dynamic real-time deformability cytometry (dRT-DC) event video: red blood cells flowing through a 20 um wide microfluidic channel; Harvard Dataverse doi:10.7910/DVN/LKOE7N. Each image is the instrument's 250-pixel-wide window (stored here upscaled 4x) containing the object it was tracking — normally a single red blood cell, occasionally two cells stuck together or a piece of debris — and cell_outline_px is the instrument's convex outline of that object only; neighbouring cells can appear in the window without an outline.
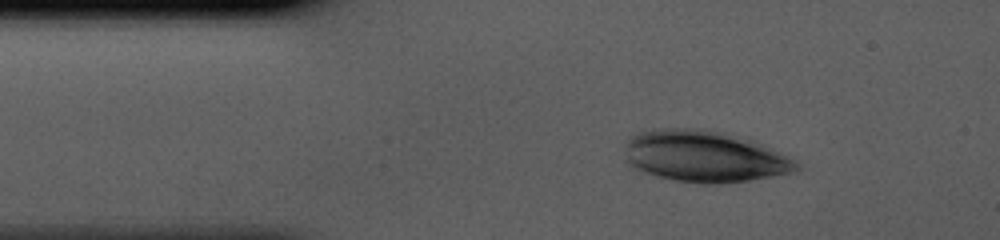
{"species": "human", "species_latin": "Homo sapiens", "temperature_condition": "cold", "stored_images_in_passage": 35, "camera_frame_rate_fps": 3000, "um_per_image_px": 0.085, "donor": {"sex": "male"}, "frame": {"image": 1, "passage_image": 1, "time_ms": 0.0, "image_size_px": [1000, 240], "cell_outline_px": [[800, 168], [792, 172], [772, 176], [748, 180], [720, 184], [704, 184], [676, 180], [656, 176], [632, 168], [624, 160], [624, 144], [628, 136], [640, 132], [656, 128], [708, 128], [756, 140], [796, 160]], "centroid_in_image_um": [59.83, 13.27], "position_along_channel_um": 25.2, "area_um2": 52.42}}
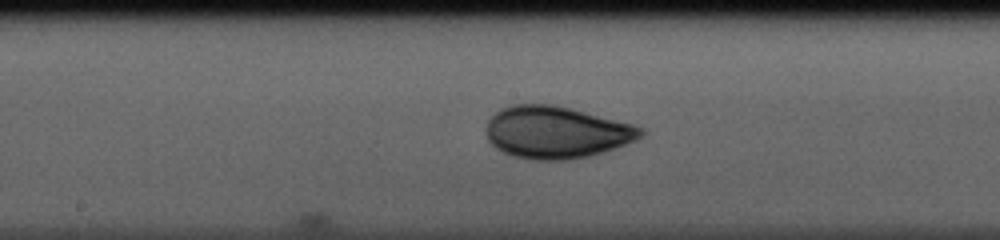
{"frame": {"image": 2, "passage_image": 16, "time_ms": 5.0, "image_size_px": [1000, 240], "cell_outline_px": [[648, 132], [644, 136], [636, 140], [616, 148], [604, 152], [588, 156], [568, 160], [532, 160], [512, 156], [496, 148], [488, 140], [488, 120], [500, 108], [512, 104], [552, 104], [572, 108], [632, 124], [644, 128]], "centroid_in_image_um": [47.33, 11.24], "position_along_channel_um": 200.9, "area_um2": 47.22}}
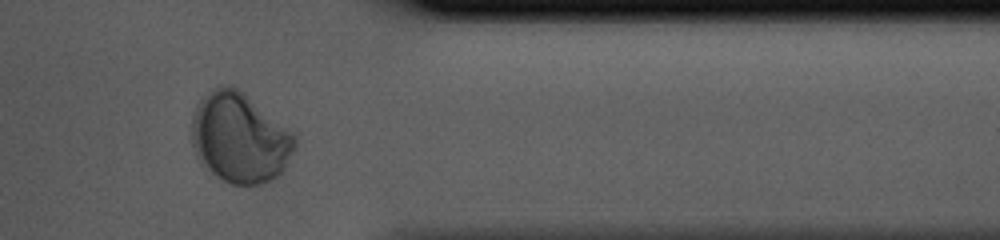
{"frame": {"image": 3, "passage_image": 30, "time_ms": 9.667, "image_size_px": [1000, 240], "cell_outline_px": [[296, 144], [284, 172], [280, 176], [264, 184], [232, 184], [216, 176], [196, 156], [192, 144], [192, 116], [196, 104], [216, 84], [232, 84], [244, 92], [292, 132], [296, 136]], "centroid_in_image_um": [20.38, 11.7], "position_along_channel_um": 391.0, "area_um2": 54.39}}